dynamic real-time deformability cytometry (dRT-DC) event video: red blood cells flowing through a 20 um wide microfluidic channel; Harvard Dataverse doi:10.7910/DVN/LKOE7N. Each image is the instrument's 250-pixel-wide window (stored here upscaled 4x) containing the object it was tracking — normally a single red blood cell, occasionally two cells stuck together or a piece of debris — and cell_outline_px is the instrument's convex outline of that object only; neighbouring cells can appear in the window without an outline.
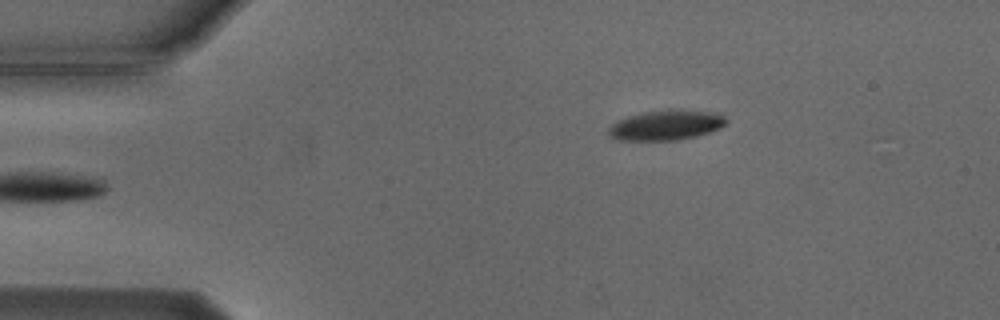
{"species": "Egyptian fruit bat (a non-hibernating species)", "species_latin": "Rousettus aegyptiacus", "temperature_condition": "cold", "stored_images_in_passage": 4, "camera_frame_rate_fps": 3000, "um_per_image_px": 0.085, "animal": {"sex": "male"}, "frame": {"image": 1, "passage_image": 4, "time_ms": 3.667, "image_size_px": [1000, 320], "cell_outline_px": [[728, 120], [720, 128], [696, 136], [680, 140], [616, 140], [608, 136], [608, 128], [612, 124], [628, 116], [644, 112], [668, 108], [680, 108], [720, 112]], "centroid_in_image_um": [56.65, 10.61], "position_along_channel_um": 28.3, "area_um2": 21.1}}